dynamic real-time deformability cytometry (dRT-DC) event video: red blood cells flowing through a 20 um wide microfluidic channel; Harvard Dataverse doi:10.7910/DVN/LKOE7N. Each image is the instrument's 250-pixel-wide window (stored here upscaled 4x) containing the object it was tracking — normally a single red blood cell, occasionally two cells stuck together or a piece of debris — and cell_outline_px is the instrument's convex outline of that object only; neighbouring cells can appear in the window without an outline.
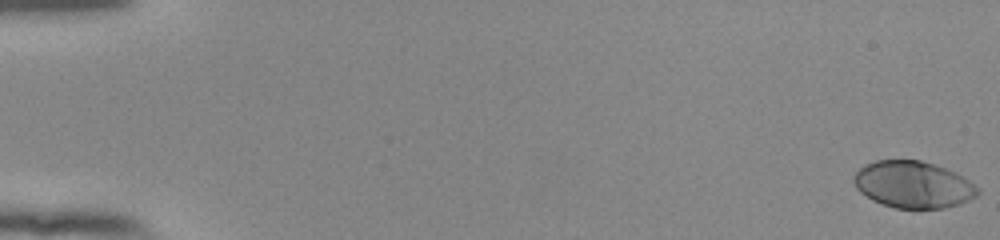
{"species": "human", "species_latin": "Homo sapiens", "temperature_condition": "room temperature", "stored_images_in_passage": 55, "camera_frame_rate_fps": 3000, "um_per_image_px": 0.085, "donor": {"sex": "female"}, "frame": {"image": 1, "passage_image": 1, "time_ms": 0.0, "image_size_px": [1000, 240], "cell_outline_px": [[980, 192], [976, 196], [960, 204], [944, 208], [896, 208], [872, 200], [860, 192], [856, 188], [852, 180], [852, 176], [864, 164], [876, 160], [920, 160], [956, 172], [980, 188]], "centroid_in_image_um": [77.6, 15.69], "position_along_channel_um": 7.4, "area_um2": 33.81}}
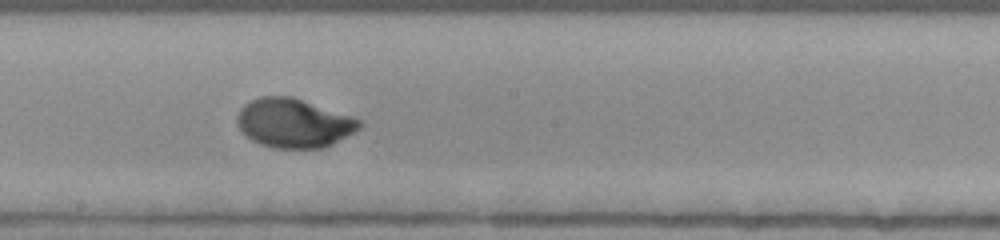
{"frame": {"image": 2, "passage_image": 32, "time_ms": 10.333, "image_size_px": [1000, 240], "cell_outline_px": [[364, 124], [360, 128], [332, 144], [324, 148], [276, 148], [260, 144], [252, 140], [240, 132], [236, 124], [236, 116], [240, 108], [244, 104], [260, 96], [292, 96], [352, 116], [360, 120]], "centroid_in_image_um": [24.94, 10.46], "position_along_channel_um": 223.3, "area_um2": 35.14}}
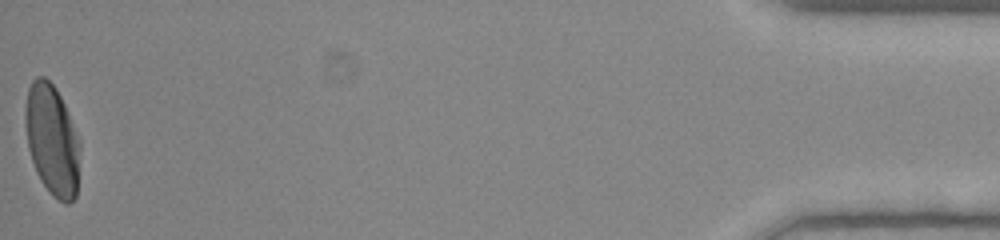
{"frame": {"image": 3, "passage_image": 55, "time_ms": 18.0, "image_size_px": [1000, 240], "cell_outline_px": [[80, 148], [76, 196], [68, 204], [64, 204], [52, 196], [40, 180], [36, 172], [28, 148], [24, 124], [24, 112], [28, 88], [32, 80], [36, 76], [44, 76], [56, 88], [68, 112], [80, 140]], "centroid_in_image_um": [4.41, 11.9], "position_along_channel_um": 430.8, "area_um2": 35.66}, "authors_computed_cell_mechanics": {"area_um2": 33.9286, "velocity_mm_per_s": 3.8696, "shape_relaxation_time_tau1_ms": 2.8841, "shape_relaxation_time_tau2_ms": null, "deformation_change_tau1": 0.188, "deformation_change_tau2": null}}